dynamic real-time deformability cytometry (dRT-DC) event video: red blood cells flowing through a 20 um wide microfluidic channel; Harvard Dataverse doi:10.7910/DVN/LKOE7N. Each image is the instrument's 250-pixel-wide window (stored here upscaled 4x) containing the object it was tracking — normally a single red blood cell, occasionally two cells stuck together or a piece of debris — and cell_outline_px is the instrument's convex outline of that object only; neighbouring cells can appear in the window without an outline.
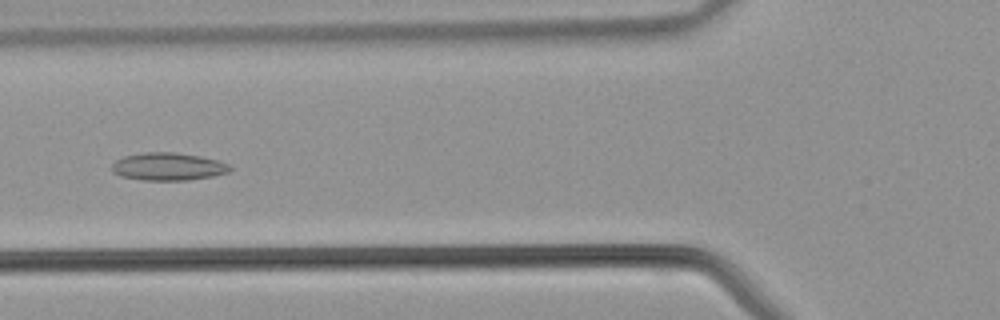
{"species": "common noctule bat (a hibernating species)", "species_latin": "Nyctalus noctula", "temperature_condition": "warm", "stored_images_in_passage": 43, "camera_frame_rate_fps": 3000, "um_per_image_px": 0.085, "animal": {"sex": "male", "body_mass_g": 21.5, "forearm_length_mm": 52.0}, "frame": {"image": 1, "passage_image": 16, "time_ms": 5.0, "image_size_px": [1000, 320], "cell_outline_px": [[232, 168], [228, 172], [212, 176], [188, 180], [144, 180], [120, 176], [112, 172], [112, 164], [116, 160], [124, 156], [144, 152], [172, 152], [200, 156], [232, 164]], "centroid_in_image_um": [14.29, 14.16], "position_along_channel_um": 111.5, "area_um2": 19.07}}
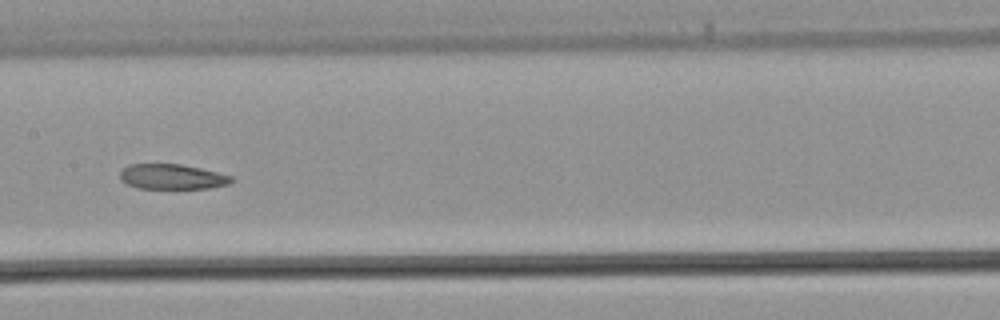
{"frame": {"image": 2, "passage_image": 21, "time_ms": 6.667, "image_size_px": [1000, 320], "cell_outline_px": [[236, 180], [228, 184], [208, 188], [136, 188], [120, 180], [120, 172], [128, 164], [180, 164], [200, 168], [232, 176]], "centroid_in_image_um": [14.62, 15.02], "position_along_channel_um": 192.8, "area_um2": 16.24}}
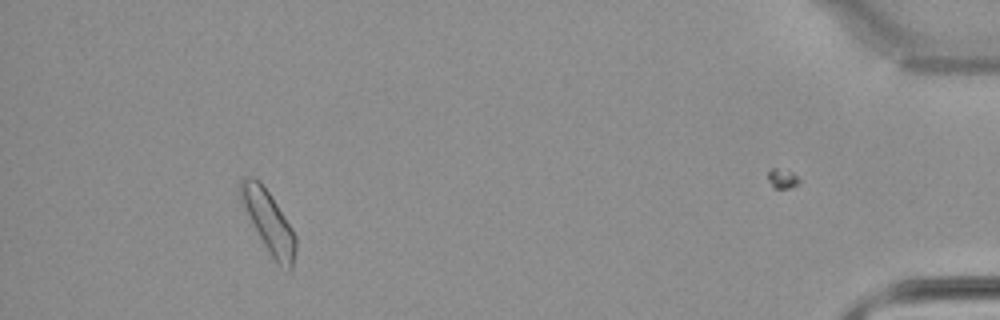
{"frame": {"image": 3, "passage_image": 39, "time_ms": 12.667, "image_size_px": [1000, 320], "cell_outline_px": [[296, 248], [292, 268], [288, 272], [272, 256], [264, 244], [240, 200], [236, 188], [240, 180], [244, 176], [252, 176], [268, 192], [292, 228], [296, 236]], "centroid_in_image_um": [22.81, 18.81], "position_along_channel_um": 412.4, "area_um2": 19.31}}